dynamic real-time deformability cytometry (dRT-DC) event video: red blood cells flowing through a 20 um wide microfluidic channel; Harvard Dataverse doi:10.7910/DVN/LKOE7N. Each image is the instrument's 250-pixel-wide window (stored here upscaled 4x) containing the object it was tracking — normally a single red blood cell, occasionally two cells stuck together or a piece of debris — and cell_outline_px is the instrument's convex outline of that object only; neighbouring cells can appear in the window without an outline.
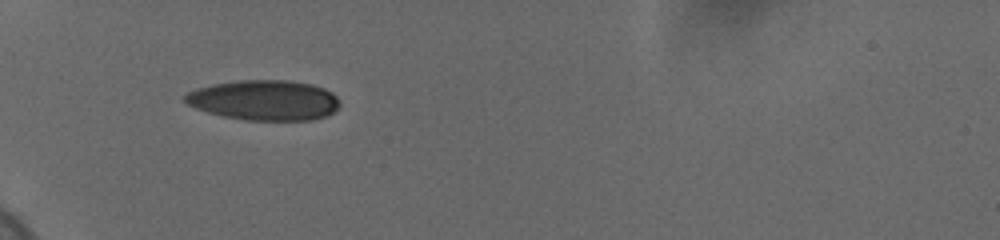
{"species": "human", "species_latin": "Homo sapiens", "temperature_condition": "cold", "stored_images_in_passage": 38, "camera_frame_rate_fps": 3000, "um_per_image_px": 0.085, "donor": {"sex": "female"}, "frame": {"image": 1, "passage_image": 1, "time_ms": 0.0, "image_size_px": [1000, 240], "cell_outline_px": [[340, 104], [328, 116], [312, 120], [244, 120], [224, 116], [208, 112], [196, 108], [188, 104], [184, 100], [184, 96], [188, 92], [196, 88], [212, 84], [240, 80], [288, 80], [312, 84], [324, 88], [332, 92], [336, 96]], "centroid_in_image_um": [22.47, 8.51], "position_along_channel_um": 62.5, "area_um2": 36.3}}
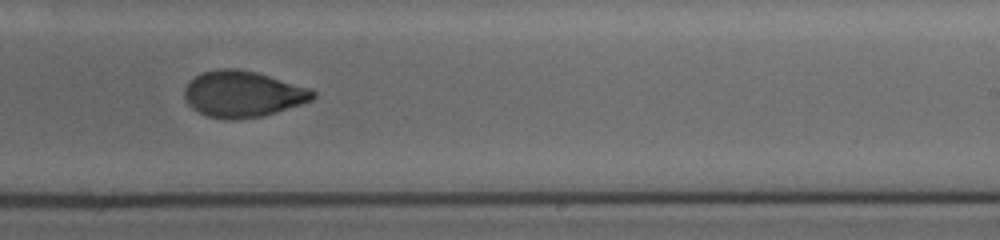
{"frame": {"image": 2, "passage_image": 19, "time_ms": 6.0, "image_size_px": [1000, 240], "cell_outline_px": [[316, 96], [312, 100], [276, 112], [260, 116], [208, 116], [192, 108], [188, 104], [184, 96], [184, 88], [196, 76], [204, 72], [220, 68], [236, 68], [256, 72], [312, 88], [316, 92]], "centroid_in_image_um": [20.68, 7.94], "position_along_channel_um": 268.3, "area_um2": 33.64}}
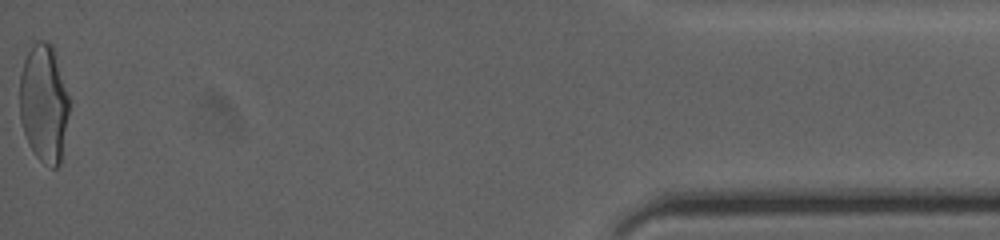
{"frame": {"image": 3, "passage_image": 38, "time_ms": 12.333, "image_size_px": [1000, 240], "cell_outline_px": [[68, 112], [60, 164], [56, 168], [52, 168], [44, 164], [36, 156], [28, 144], [20, 120], [20, 76], [24, 60], [32, 44], [36, 40], [44, 40], [52, 44], [68, 96]], "centroid_in_image_um": [3.7, 8.79], "position_along_channel_um": 431.5, "area_um2": 33.76}, "authors_computed_cell_mechanics": {"area_um2": 34.3043, "velocity_mm_per_s": 3.678, "shape_relaxation_time_tau1_ms": 5.4823, "shape_relaxation_time_tau2_ms": 1.4965, "deformation_change_tau1": 0.1605, "deformation_change_tau2": 0.0572}}